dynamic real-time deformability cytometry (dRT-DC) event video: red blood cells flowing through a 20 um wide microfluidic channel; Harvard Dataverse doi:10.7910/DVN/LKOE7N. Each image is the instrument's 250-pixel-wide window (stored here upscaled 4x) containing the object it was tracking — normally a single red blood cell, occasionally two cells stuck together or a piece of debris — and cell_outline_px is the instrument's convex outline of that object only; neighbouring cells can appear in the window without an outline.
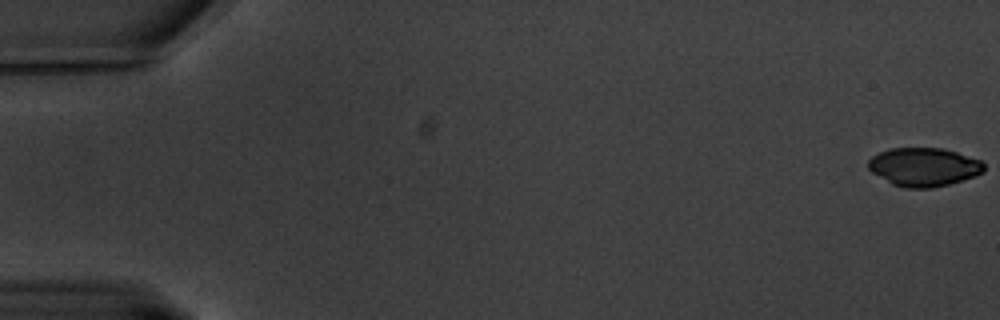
{"species": "common noctule bat (a hibernating species)", "species_latin": "Nyctalus noctula", "temperature_condition": "warm", "stored_images_in_passage": 63, "camera_frame_rate_fps": 3000, "um_per_image_px": 0.085, "animal": {"sex": "male", "body_mass_g": 20.1, "forearm_length_mm": 53.5}, "frame": {"image": 1, "passage_image": 1, "time_ms": 0.0, "image_size_px": [1000, 320], "cell_outline_px": [[984, 172], [976, 176], [964, 180], [932, 188], [904, 188], [892, 184], [872, 172], [868, 168], [868, 160], [872, 156], [880, 152], [892, 148], [944, 148], [980, 160], [984, 164]], "centroid_in_image_um": [78.53, 14.2], "position_along_channel_um": 6.5, "area_um2": 26.01}}